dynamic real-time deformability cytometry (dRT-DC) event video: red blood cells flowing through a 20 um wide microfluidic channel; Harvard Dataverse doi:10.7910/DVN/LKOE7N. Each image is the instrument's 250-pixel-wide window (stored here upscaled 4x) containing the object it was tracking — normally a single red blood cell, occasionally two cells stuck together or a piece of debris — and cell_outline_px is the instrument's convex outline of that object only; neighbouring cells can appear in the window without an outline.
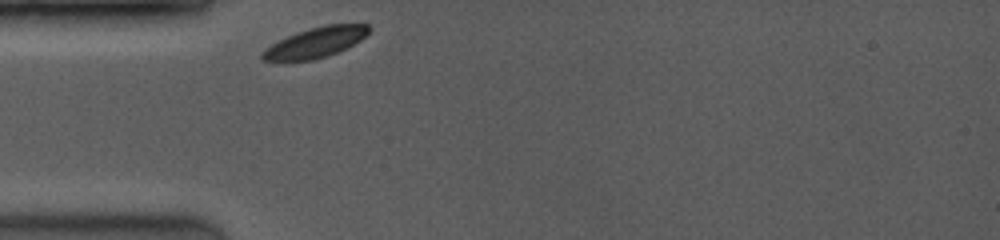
{"species": "common noctule bat (a hibernating species)", "species_latin": "Nyctalus noctula", "temperature_condition": "room temperature", "stored_images_in_passage": 31, "camera_frame_rate_fps": 3500, "um_per_image_px": 0.085, "animal": {"sex": "female", "body_mass_g": 19.0, "forearm_length_mm": 53.3}, "frame": {"image": 1, "passage_image": 1, "time_ms": 0.0, "image_size_px": [1000, 240], "cell_outline_px": [[372, 28], [360, 40], [348, 48], [328, 56], [312, 60], [284, 64], [264, 60], [260, 56], [260, 52], [272, 44], [296, 32], [324, 24], [368, 24]], "centroid_in_image_um": [26.77, 3.66], "position_along_channel_um": 58.2, "area_um2": 19.36}}
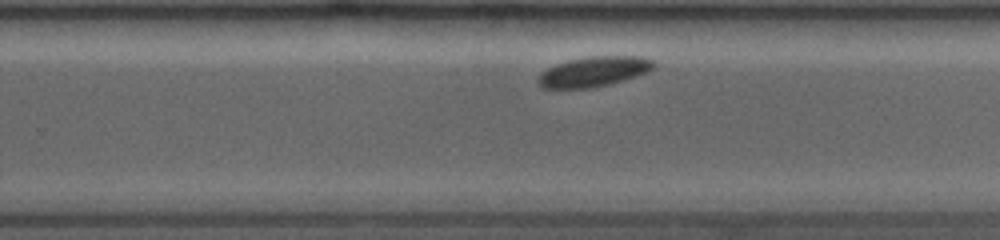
{"frame": {"image": 2, "passage_image": 19, "time_ms": 6.0, "image_size_px": [1000, 240], "cell_outline_px": [[656, 64], [648, 72], [636, 76], [608, 84], [592, 88], [540, 88], [536, 84], [536, 80], [540, 72], [556, 64], [568, 60], [592, 56], [640, 56], [652, 60]], "centroid_in_image_um": [50.42, 6.09], "position_along_channel_um": 279.4, "area_um2": 20.29}}
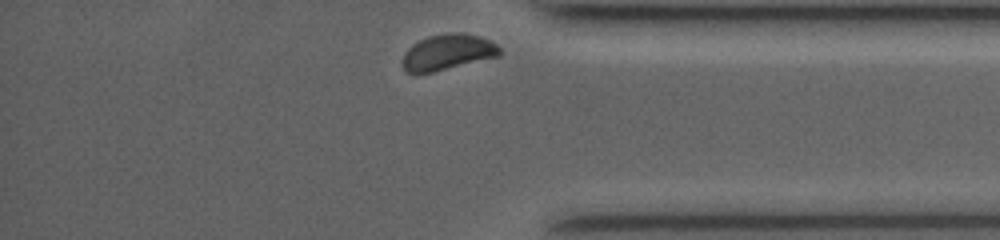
{"frame": {"image": 3, "passage_image": 31, "time_ms": 9.143, "image_size_px": [1000, 240], "cell_outline_px": [[500, 56], [432, 72], [408, 72], [404, 68], [404, 52], [412, 44], [428, 36], [448, 32], [460, 32], [480, 36], [496, 44], [500, 48]], "centroid_in_image_um": [38.08, 4.41], "position_along_channel_um": 397.1, "area_um2": 20.0}, "authors_computed_cell_mechanics": {"area_um2": 20.5768, "velocity_mm_per_s": 3.7642, "shape_relaxation_time_tau1_ms": 1.3122, "shape_relaxation_time_tau2_ms": null, "deformation_change_tau1": 0.0216, "deformation_change_tau2": null}}